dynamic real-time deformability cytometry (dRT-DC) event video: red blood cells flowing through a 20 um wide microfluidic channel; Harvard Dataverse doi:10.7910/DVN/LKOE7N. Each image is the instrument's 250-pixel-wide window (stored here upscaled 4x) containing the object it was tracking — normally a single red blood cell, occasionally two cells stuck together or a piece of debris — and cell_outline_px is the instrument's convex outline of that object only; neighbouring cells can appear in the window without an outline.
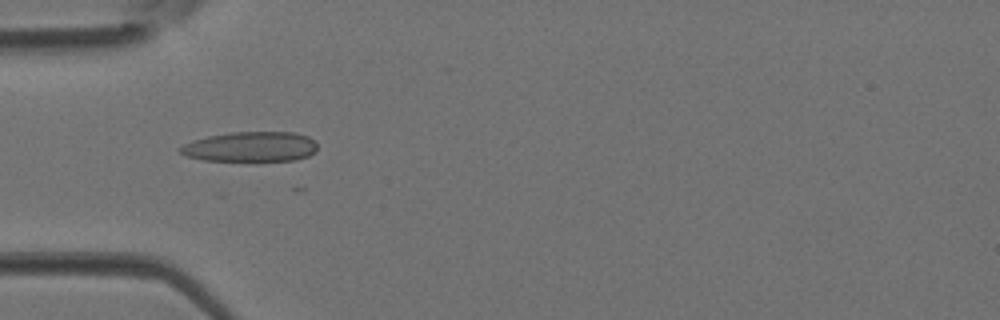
{"species": "Egyptian fruit bat (a non-hibernating species)", "species_latin": "Rousettus aegyptiacus", "temperature_condition": "room temperature", "stored_images_in_passage": 1, "camera_frame_rate_fps": 3000, "um_per_image_px": 0.085, "animal": {"sex": "female"}, "frame": {"image": 1, "passage_image": 1, "time_ms": 0.0, "image_size_px": [1000, 320], "cell_outline_px": [[316, 152], [308, 156], [296, 160], [204, 160], [184, 156], [176, 148], [192, 140], [208, 136], [232, 132], [292, 132], [308, 136], [316, 140]], "centroid_in_image_um": [21.29, 12.46], "position_along_channel_um": 63.7, "area_um2": 24.04}}